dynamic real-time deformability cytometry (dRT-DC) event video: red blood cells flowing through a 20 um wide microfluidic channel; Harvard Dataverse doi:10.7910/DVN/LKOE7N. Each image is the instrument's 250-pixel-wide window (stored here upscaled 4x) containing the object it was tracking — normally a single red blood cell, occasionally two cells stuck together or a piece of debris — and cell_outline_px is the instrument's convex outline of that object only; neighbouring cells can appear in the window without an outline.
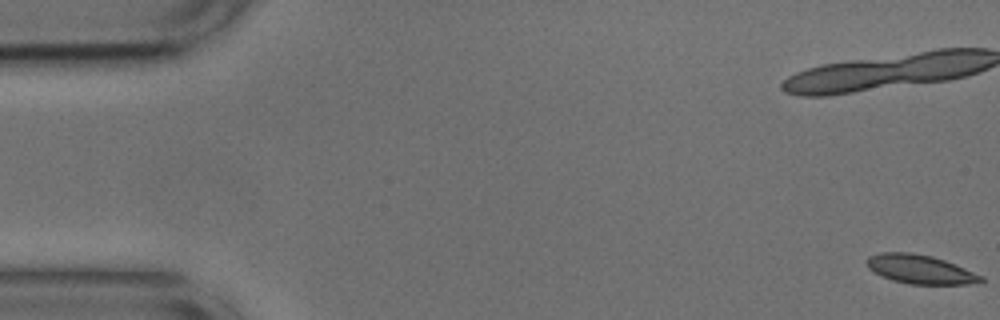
{"species": "common noctule bat (a hibernating species)", "species_latin": "Nyctalus noctula", "temperature_condition": "cold", "stored_images_in_passage": 54, "camera_frame_rate_fps": 3000, "um_per_image_px": 0.085, "animal": {"sex": "male", "body_mass_g": 17.9, "forearm_length_mm": 54.2}, "frame": {"image": 1, "passage_image": 1, "time_ms": 0.0, "image_size_px": [1000, 320], "cell_outline_px": [[984, 284], [908, 284], [892, 280], [880, 276], [868, 268], [864, 260], [868, 256], [880, 252], [912, 252], [932, 256], [944, 260], [984, 276]], "centroid_in_image_um": [78.21, 22.89], "position_along_channel_um": 6.8, "area_um2": 19.59}, "authors_computed_cell_mechanics": {"area_um2": 19.5653, "velocity_mm_per_s": 3.7406, "shape_relaxation_time_tau1_ms": 8.8378, "shape_relaxation_time_tau2_ms": 8.8286, "deformation_change_tau1": 0.1396, "deformation_change_tau2": 0.1621}}